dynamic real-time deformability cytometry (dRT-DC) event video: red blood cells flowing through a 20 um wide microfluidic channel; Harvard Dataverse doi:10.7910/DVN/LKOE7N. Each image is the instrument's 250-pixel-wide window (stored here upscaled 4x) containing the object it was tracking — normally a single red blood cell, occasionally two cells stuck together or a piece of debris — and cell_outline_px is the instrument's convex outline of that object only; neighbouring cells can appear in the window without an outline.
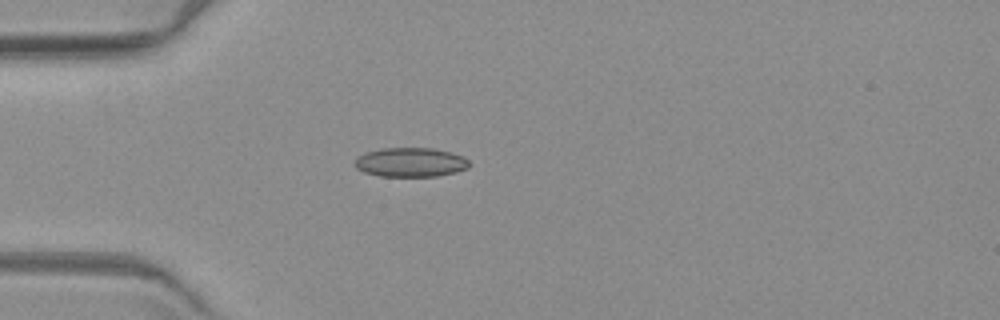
{"species": "common noctule bat (a hibernating species)", "species_latin": "Nyctalus noctula", "temperature_condition": "warm", "stored_images_in_passage": 4, "camera_frame_rate_fps": 3000, "um_per_image_px": 0.085, "animal": {"sex": "female", "body_mass_g": 19.3, "forearm_length_mm": 54.1}, "frame": {"image": 1, "passage_image": 3, "time_ms": 2.333, "image_size_px": [1000, 320], "cell_outline_px": [[468, 168], [456, 172], [436, 176], [380, 176], [364, 172], [356, 168], [352, 164], [356, 156], [368, 152], [384, 148], [436, 148], [452, 152], [464, 156], [468, 160]], "centroid_in_image_um": [34.88, 13.79], "position_along_channel_um": 50.1, "area_um2": 19.65}}